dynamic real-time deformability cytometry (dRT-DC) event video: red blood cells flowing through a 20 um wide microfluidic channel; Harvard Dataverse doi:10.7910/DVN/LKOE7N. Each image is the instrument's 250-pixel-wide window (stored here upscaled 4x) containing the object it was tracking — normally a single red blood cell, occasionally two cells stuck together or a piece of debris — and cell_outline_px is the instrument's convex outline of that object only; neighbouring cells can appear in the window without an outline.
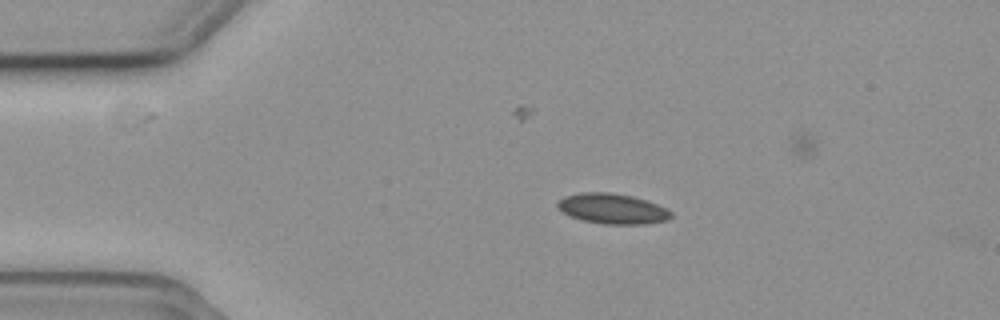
{"species": "common noctule bat (a hibernating species)", "species_latin": "Nyctalus noctula", "temperature_condition": "cold", "stored_images_in_passage": 2, "camera_frame_rate_fps": 3000, "um_per_image_px": 0.085, "animal": {"sex": "female", "body_mass_g": 19.3, "forearm_length_mm": 54.1}, "frame": {"image": 1, "passage_image": 2, "time_ms": 0.333, "image_size_px": [1000, 320], "cell_outline_px": [[672, 216], [668, 220], [648, 224], [604, 224], [584, 220], [572, 216], [556, 208], [556, 204], [564, 196], [580, 192], [612, 192], [632, 196], [668, 208], [672, 212]], "centroid_in_image_um": [52.08, 17.73], "position_along_channel_um": 32.9, "area_um2": 20.06}}